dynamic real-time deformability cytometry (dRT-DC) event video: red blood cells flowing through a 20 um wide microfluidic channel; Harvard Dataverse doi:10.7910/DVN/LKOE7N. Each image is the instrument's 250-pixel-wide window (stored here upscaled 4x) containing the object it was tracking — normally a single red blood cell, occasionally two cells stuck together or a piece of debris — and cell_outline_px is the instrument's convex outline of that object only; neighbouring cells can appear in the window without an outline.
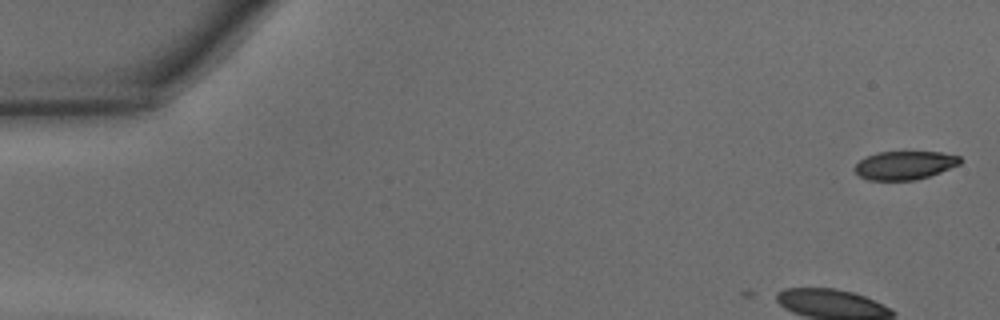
{"species": "common noctule bat (a hibernating species)", "species_latin": "Nyctalus noctula", "temperature_condition": "warm", "stored_images_in_passage": 2, "camera_frame_rate_fps": 3000, "um_per_image_px": 0.085, "animal": {"sex": "male", "body_mass_g": 15.6}, "frame": {"image": 1, "passage_image": 2, "time_ms": 0.333, "image_size_px": [1000, 320], "cell_outline_px": [[960, 164], [940, 172], [916, 180], [868, 180], [860, 176], [852, 168], [860, 160], [868, 156], [880, 152], [940, 152], [960, 156]], "centroid_in_image_um": [76.88, 14.05], "position_along_channel_um": 8.1, "area_um2": 17.34}}